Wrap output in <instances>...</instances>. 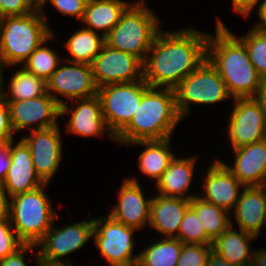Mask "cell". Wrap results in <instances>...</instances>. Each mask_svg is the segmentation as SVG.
<instances>
[{"label": "cell", "instance_id": "ffe728a7", "mask_svg": "<svg viewBox=\"0 0 266 266\" xmlns=\"http://www.w3.org/2000/svg\"><path fill=\"white\" fill-rule=\"evenodd\" d=\"M231 166L220 160L244 186H266V139L236 149Z\"/></svg>", "mask_w": 266, "mask_h": 266}, {"label": "cell", "instance_id": "60d3db41", "mask_svg": "<svg viewBox=\"0 0 266 266\" xmlns=\"http://www.w3.org/2000/svg\"><path fill=\"white\" fill-rule=\"evenodd\" d=\"M11 162V154L8 143H0V185L5 180Z\"/></svg>", "mask_w": 266, "mask_h": 266}, {"label": "cell", "instance_id": "7dc6e473", "mask_svg": "<svg viewBox=\"0 0 266 266\" xmlns=\"http://www.w3.org/2000/svg\"><path fill=\"white\" fill-rule=\"evenodd\" d=\"M3 70H4V67H3L1 60H0V94L3 91Z\"/></svg>", "mask_w": 266, "mask_h": 266}, {"label": "cell", "instance_id": "83f0119b", "mask_svg": "<svg viewBox=\"0 0 266 266\" xmlns=\"http://www.w3.org/2000/svg\"><path fill=\"white\" fill-rule=\"evenodd\" d=\"M3 70V91L6 101H21L30 98H37L46 95L47 81L43 78L36 76L33 73L26 71L23 67L19 66L18 70L12 73L9 79L7 91L5 84V75Z\"/></svg>", "mask_w": 266, "mask_h": 266}, {"label": "cell", "instance_id": "ac0fdd59", "mask_svg": "<svg viewBox=\"0 0 266 266\" xmlns=\"http://www.w3.org/2000/svg\"><path fill=\"white\" fill-rule=\"evenodd\" d=\"M203 176L204 182H201L203 184L200 189L202 194L198 197L231 213L245 186L217 157L209 166L207 165V170Z\"/></svg>", "mask_w": 266, "mask_h": 266}, {"label": "cell", "instance_id": "8992f818", "mask_svg": "<svg viewBox=\"0 0 266 266\" xmlns=\"http://www.w3.org/2000/svg\"><path fill=\"white\" fill-rule=\"evenodd\" d=\"M48 183L9 198L8 217L23 244L37 245L52 227L58 213L45 191Z\"/></svg>", "mask_w": 266, "mask_h": 266}, {"label": "cell", "instance_id": "484cf974", "mask_svg": "<svg viewBox=\"0 0 266 266\" xmlns=\"http://www.w3.org/2000/svg\"><path fill=\"white\" fill-rule=\"evenodd\" d=\"M131 3L127 0H94L87 3L83 18L80 21L82 27L96 33L101 32L105 38L119 22L122 13Z\"/></svg>", "mask_w": 266, "mask_h": 266}, {"label": "cell", "instance_id": "f546056e", "mask_svg": "<svg viewBox=\"0 0 266 266\" xmlns=\"http://www.w3.org/2000/svg\"><path fill=\"white\" fill-rule=\"evenodd\" d=\"M190 207L197 213L206 235L212 241L231 226V214L222 207L208 203L198 196L190 200Z\"/></svg>", "mask_w": 266, "mask_h": 266}, {"label": "cell", "instance_id": "ba28073f", "mask_svg": "<svg viewBox=\"0 0 266 266\" xmlns=\"http://www.w3.org/2000/svg\"><path fill=\"white\" fill-rule=\"evenodd\" d=\"M94 244L109 266H137L139 253L135 249L134 227L116 221L110 215L93 218ZM134 253V254H133Z\"/></svg>", "mask_w": 266, "mask_h": 266}, {"label": "cell", "instance_id": "9a60e30c", "mask_svg": "<svg viewBox=\"0 0 266 266\" xmlns=\"http://www.w3.org/2000/svg\"><path fill=\"white\" fill-rule=\"evenodd\" d=\"M14 133L27 129L55 127L60 117V105L49 94L21 101H7Z\"/></svg>", "mask_w": 266, "mask_h": 266}, {"label": "cell", "instance_id": "f907efd6", "mask_svg": "<svg viewBox=\"0 0 266 266\" xmlns=\"http://www.w3.org/2000/svg\"><path fill=\"white\" fill-rule=\"evenodd\" d=\"M82 1H84L87 4V3H90V2H92L94 0H82Z\"/></svg>", "mask_w": 266, "mask_h": 266}, {"label": "cell", "instance_id": "44dd1931", "mask_svg": "<svg viewBox=\"0 0 266 266\" xmlns=\"http://www.w3.org/2000/svg\"><path fill=\"white\" fill-rule=\"evenodd\" d=\"M190 200L155 194L150 204L149 227L164 238H178L180 224Z\"/></svg>", "mask_w": 266, "mask_h": 266}, {"label": "cell", "instance_id": "7bdbcfd3", "mask_svg": "<svg viewBox=\"0 0 266 266\" xmlns=\"http://www.w3.org/2000/svg\"><path fill=\"white\" fill-rule=\"evenodd\" d=\"M206 266H240V265L231 263L212 251L208 257Z\"/></svg>", "mask_w": 266, "mask_h": 266}, {"label": "cell", "instance_id": "681fc988", "mask_svg": "<svg viewBox=\"0 0 266 266\" xmlns=\"http://www.w3.org/2000/svg\"><path fill=\"white\" fill-rule=\"evenodd\" d=\"M41 266H73V265H45V264H41Z\"/></svg>", "mask_w": 266, "mask_h": 266}, {"label": "cell", "instance_id": "8d00e7d4", "mask_svg": "<svg viewBox=\"0 0 266 266\" xmlns=\"http://www.w3.org/2000/svg\"><path fill=\"white\" fill-rule=\"evenodd\" d=\"M38 6V0H0V18L26 15Z\"/></svg>", "mask_w": 266, "mask_h": 266}, {"label": "cell", "instance_id": "b9f144b4", "mask_svg": "<svg viewBox=\"0 0 266 266\" xmlns=\"http://www.w3.org/2000/svg\"><path fill=\"white\" fill-rule=\"evenodd\" d=\"M255 10L260 22L254 23L253 26L261 30H266V0H263L260 6Z\"/></svg>", "mask_w": 266, "mask_h": 266}, {"label": "cell", "instance_id": "4316f807", "mask_svg": "<svg viewBox=\"0 0 266 266\" xmlns=\"http://www.w3.org/2000/svg\"><path fill=\"white\" fill-rule=\"evenodd\" d=\"M104 44L105 38L101 34L79 27L64 42V47L71 57H63V60L91 65Z\"/></svg>", "mask_w": 266, "mask_h": 266}, {"label": "cell", "instance_id": "c3c4849f", "mask_svg": "<svg viewBox=\"0 0 266 266\" xmlns=\"http://www.w3.org/2000/svg\"><path fill=\"white\" fill-rule=\"evenodd\" d=\"M262 227H263V229H264V227H266V186H265V203H264L263 226Z\"/></svg>", "mask_w": 266, "mask_h": 266}, {"label": "cell", "instance_id": "8fae6325", "mask_svg": "<svg viewBox=\"0 0 266 266\" xmlns=\"http://www.w3.org/2000/svg\"><path fill=\"white\" fill-rule=\"evenodd\" d=\"M228 115L227 139L231 148L266 139V110L257 97L237 98Z\"/></svg>", "mask_w": 266, "mask_h": 266}, {"label": "cell", "instance_id": "1f68e13d", "mask_svg": "<svg viewBox=\"0 0 266 266\" xmlns=\"http://www.w3.org/2000/svg\"><path fill=\"white\" fill-rule=\"evenodd\" d=\"M237 37L244 43L250 61L260 78L266 79V30L252 25L247 33Z\"/></svg>", "mask_w": 266, "mask_h": 266}, {"label": "cell", "instance_id": "7a4b0ae2", "mask_svg": "<svg viewBox=\"0 0 266 266\" xmlns=\"http://www.w3.org/2000/svg\"><path fill=\"white\" fill-rule=\"evenodd\" d=\"M215 32L209 33L207 60L226 83L233 99L258 97L262 85L244 43L218 17Z\"/></svg>", "mask_w": 266, "mask_h": 266}, {"label": "cell", "instance_id": "4dcf8cb0", "mask_svg": "<svg viewBox=\"0 0 266 266\" xmlns=\"http://www.w3.org/2000/svg\"><path fill=\"white\" fill-rule=\"evenodd\" d=\"M53 37L54 31L21 65L26 71L33 73L46 81L63 61V57L61 58V56L58 55V52L56 53L52 47L45 45L48 44Z\"/></svg>", "mask_w": 266, "mask_h": 266}, {"label": "cell", "instance_id": "2e32d148", "mask_svg": "<svg viewBox=\"0 0 266 266\" xmlns=\"http://www.w3.org/2000/svg\"><path fill=\"white\" fill-rule=\"evenodd\" d=\"M72 106L66 103L60 106V118L68 115L65 124L69 134L81 137H107L115 142V137L108 130L102 115L101 101L98 95L90 98L76 99L71 101ZM74 103V104H73ZM69 104V105H68Z\"/></svg>", "mask_w": 266, "mask_h": 266}, {"label": "cell", "instance_id": "6da1fadb", "mask_svg": "<svg viewBox=\"0 0 266 266\" xmlns=\"http://www.w3.org/2000/svg\"><path fill=\"white\" fill-rule=\"evenodd\" d=\"M209 33L194 27L160 30L143 62V79L150 87L175 89L207 59Z\"/></svg>", "mask_w": 266, "mask_h": 266}, {"label": "cell", "instance_id": "836d02e7", "mask_svg": "<svg viewBox=\"0 0 266 266\" xmlns=\"http://www.w3.org/2000/svg\"><path fill=\"white\" fill-rule=\"evenodd\" d=\"M212 251V245L183 243L177 266H206Z\"/></svg>", "mask_w": 266, "mask_h": 266}, {"label": "cell", "instance_id": "f1b7e54d", "mask_svg": "<svg viewBox=\"0 0 266 266\" xmlns=\"http://www.w3.org/2000/svg\"><path fill=\"white\" fill-rule=\"evenodd\" d=\"M139 250L137 266H177L183 243L178 238L153 240Z\"/></svg>", "mask_w": 266, "mask_h": 266}, {"label": "cell", "instance_id": "30bf717a", "mask_svg": "<svg viewBox=\"0 0 266 266\" xmlns=\"http://www.w3.org/2000/svg\"><path fill=\"white\" fill-rule=\"evenodd\" d=\"M149 85L144 79L130 83L108 84L98 88L102 115L116 137L131 121Z\"/></svg>", "mask_w": 266, "mask_h": 266}, {"label": "cell", "instance_id": "5bb4252c", "mask_svg": "<svg viewBox=\"0 0 266 266\" xmlns=\"http://www.w3.org/2000/svg\"><path fill=\"white\" fill-rule=\"evenodd\" d=\"M29 135L21 136L32 155L33 166L44 183H50L61 165L63 148L59 126L31 130Z\"/></svg>", "mask_w": 266, "mask_h": 266}, {"label": "cell", "instance_id": "52a82bcc", "mask_svg": "<svg viewBox=\"0 0 266 266\" xmlns=\"http://www.w3.org/2000/svg\"><path fill=\"white\" fill-rule=\"evenodd\" d=\"M178 113L184 119L191 104L210 105L233 99L218 71L206 59L174 89Z\"/></svg>", "mask_w": 266, "mask_h": 266}, {"label": "cell", "instance_id": "d590c367", "mask_svg": "<svg viewBox=\"0 0 266 266\" xmlns=\"http://www.w3.org/2000/svg\"><path fill=\"white\" fill-rule=\"evenodd\" d=\"M39 8L44 10L47 3L57 9L64 16L74 17L81 21L84 15L86 3L82 0H38Z\"/></svg>", "mask_w": 266, "mask_h": 266}, {"label": "cell", "instance_id": "e0dca14e", "mask_svg": "<svg viewBox=\"0 0 266 266\" xmlns=\"http://www.w3.org/2000/svg\"><path fill=\"white\" fill-rule=\"evenodd\" d=\"M124 178L118 190V201L108 215L126 226L143 230L149 225L152 196H145L137 177Z\"/></svg>", "mask_w": 266, "mask_h": 266}, {"label": "cell", "instance_id": "4fadbf2b", "mask_svg": "<svg viewBox=\"0 0 266 266\" xmlns=\"http://www.w3.org/2000/svg\"><path fill=\"white\" fill-rule=\"evenodd\" d=\"M93 79L98 88L108 84L130 83L143 79V62L136 56L106 43L91 63Z\"/></svg>", "mask_w": 266, "mask_h": 266}, {"label": "cell", "instance_id": "d6a6232c", "mask_svg": "<svg viewBox=\"0 0 266 266\" xmlns=\"http://www.w3.org/2000/svg\"><path fill=\"white\" fill-rule=\"evenodd\" d=\"M178 239L185 244H213V241L206 235L197 213L191 207L184 214L178 232Z\"/></svg>", "mask_w": 266, "mask_h": 266}, {"label": "cell", "instance_id": "bcb514c9", "mask_svg": "<svg viewBox=\"0 0 266 266\" xmlns=\"http://www.w3.org/2000/svg\"><path fill=\"white\" fill-rule=\"evenodd\" d=\"M257 98L261 101L263 107L266 110V79L262 80L260 93Z\"/></svg>", "mask_w": 266, "mask_h": 266}, {"label": "cell", "instance_id": "d6986e66", "mask_svg": "<svg viewBox=\"0 0 266 266\" xmlns=\"http://www.w3.org/2000/svg\"><path fill=\"white\" fill-rule=\"evenodd\" d=\"M11 162L7 176L0 185L9 198L32 191L45 183L37 175L28 146L21 140L9 141Z\"/></svg>", "mask_w": 266, "mask_h": 266}, {"label": "cell", "instance_id": "3957f363", "mask_svg": "<svg viewBox=\"0 0 266 266\" xmlns=\"http://www.w3.org/2000/svg\"><path fill=\"white\" fill-rule=\"evenodd\" d=\"M182 120L174 90L149 86L130 123L115 137V143L126 146L135 141L170 138Z\"/></svg>", "mask_w": 266, "mask_h": 266}, {"label": "cell", "instance_id": "7402d4cb", "mask_svg": "<svg viewBox=\"0 0 266 266\" xmlns=\"http://www.w3.org/2000/svg\"><path fill=\"white\" fill-rule=\"evenodd\" d=\"M196 160V155L192 157H174L161 179L155 184L156 194L166 197L184 198L187 200H191L193 197L198 196V191L196 194L189 193L196 172Z\"/></svg>", "mask_w": 266, "mask_h": 266}, {"label": "cell", "instance_id": "9c48e42d", "mask_svg": "<svg viewBox=\"0 0 266 266\" xmlns=\"http://www.w3.org/2000/svg\"><path fill=\"white\" fill-rule=\"evenodd\" d=\"M89 219L79 222H71L58 227L54 220L52 227L46 232L43 239L37 244L40 262L45 265H72L69 258L71 253L80 250L93 239L94 224L90 211L87 212ZM60 227V228H59ZM65 259V261L63 260ZM67 260V262H66Z\"/></svg>", "mask_w": 266, "mask_h": 266}, {"label": "cell", "instance_id": "ee69618b", "mask_svg": "<svg viewBox=\"0 0 266 266\" xmlns=\"http://www.w3.org/2000/svg\"><path fill=\"white\" fill-rule=\"evenodd\" d=\"M9 197L0 187V221L8 218Z\"/></svg>", "mask_w": 266, "mask_h": 266}, {"label": "cell", "instance_id": "5b68a950", "mask_svg": "<svg viewBox=\"0 0 266 266\" xmlns=\"http://www.w3.org/2000/svg\"><path fill=\"white\" fill-rule=\"evenodd\" d=\"M134 2L126 8L119 22L105 37V43L144 62L162 23L144 0Z\"/></svg>", "mask_w": 266, "mask_h": 266}, {"label": "cell", "instance_id": "ab89813d", "mask_svg": "<svg viewBox=\"0 0 266 266\" xmlns=\"http://www.w3.org/2000/svg\"><path fill=\"white\" fill-rule=\"evenodd\" d=\"M261 2L262 0H232V9L236 14L247 18L252 14L253 9L260 6Z\"/></svg>", "mask_w": 266, "mask_h": 266}, {"label": "cell", "instance_id": "f6af8a7d", "mask_svg": "<svg viewBox=\"0 0 266 266\" xmlns=\"http://www.w3.org/2000/svg\"><path fill=\"white\" fill-rule=\"evenodd\" d=\"M251 266H266V248L254 250Z\"/></svg>", "mask_w": 266, "mask_h": 266}, {"label": "cell", "instance_id": "d4e9b609", "mask_svg": "<svg viewBox=\"0 0 266 266\" xmlns=\"http://www.w3.org/2000/svg\"><path fill=\"white\" fill-rule=\"evenodd\" d=\"M230 226L212 244V250L220 257L240 266H250L254 255L251 242L257 237ZM251 247V248H250Z\"/></svg>", "mask_w": 266, "mask_h": 266}, {"label": "cell", "instance_id": "e575fe53", "mask_svg": "<svg viewBox=\"0 0 266 266\" xmlns=\"http://www.w3.org/2000/svg\"><path fill=\"white\" fill-rule=\"evenodd\" d=\"M23 243L18 239L9 217L0 221V259L19 249Z\"/></svg>", "mask_w": 266, "mask_h": 266}, {"label": "cell", "instance_id": "603a6c76", "mask_svg": "<svg viewBox=\"0 0 266 266\" xmlns=\"http://www.w3.org/2000/svg\"><path fill=\"white\" fill-rule=\"evenodd\" d=\"M265 203V186H245L239 196L237 204L230 214L231 226L238 225V229L246 233L259 236L262 230L263 211ZM233 212V213H232ZM262 230V231H261Z\"/></svg>", "mask_w": 266, "mask_h": 266}, {"label": "cell", "instance_id": "277c9868", "mask_svg": "<svg viewBox=\"0 0 266 266\" xmlns=\"http://www.w3.org/2000/svg\"><path fill=\"white\" fill-rule=\"evenodd\" d=\"M48 19L39 6L26 15L1 18L0 60L4 69L21 66L53 33Z\"/></svg>", "mask_w": 266, "mask_h": 266}, {"label": "cell", "instance_id": "cb8c5ba5", "mask_svg": "<svg viewBox=\"0 0 266 266\" xmlns=\"http://www.w3.org/2000/svg\"><path fill=\"white\" fill-rule=\"evenodd\" d=\"M171 139L172 137L162 140H142L126 145V147H130V145L144 146V149L138 155L137 165L139 171L147 175L154 184L161 179L170 162L176 156L171 151Z\"/></svg>", "mask_w": 266, "mask_h": 266}, {"label": "cell", "instance_id": "7c38bea8", "mask_svg": "<svg viewBox=\"0 0 266 266\" xmlns=\"http://www.w3.org/2000/svg\"><path fill=\"white\" fill-rule=\"evenodd\" d=\"M47 92L60 106L66 103L64 97L72 101L97 95L91 65L63 60L47 80Z\"/></svg>", "mask_w": 266, "mask_h": 266}, {"label": "cell", "instance_id": "f35d334b", "mask_svg": "<svg viewBox=\"0 0 266 266\" xmlns=\"http://www.w3.org/2000/svg\"><path fill=\"white\" fill-rule=\"evenodd\" d=\"M10 122L9 106L5 96L0 94V143L16 140Z\"/></svg>", "mask_w": 266, "mask_h": 266}, {"label": "cell", "instance_id": "74e56055", "mask_svg": "<svg viewBox=\"0 0 266 266\" xmlns=\"http://www.w3.org/2000/svg\"><path fill=\"white\" fill-rule=\"evenodd\" d=\"M37 248V245L32 244H23L19 249H17L13 254L7 256L6 258L0 259V266H28L25 259V254H28L27 252H33L34 253V263L35 266H41L40 257H39V251ZM36 251H35V250Z\"/></svg>", "mask_w": 266, "mask_h": 266}]
</instances>
